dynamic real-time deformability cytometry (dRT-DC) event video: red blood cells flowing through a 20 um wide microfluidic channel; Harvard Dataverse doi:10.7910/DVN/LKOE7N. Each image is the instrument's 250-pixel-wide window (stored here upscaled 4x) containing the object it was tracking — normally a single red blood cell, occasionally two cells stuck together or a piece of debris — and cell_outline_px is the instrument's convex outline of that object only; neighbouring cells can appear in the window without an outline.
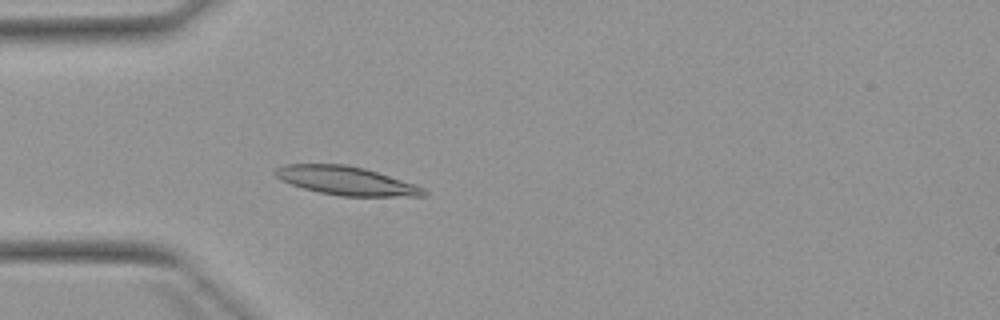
{"species": "Egyptian fruit bat (a non-hibernating species)", "species_latin": "Rousettus aegyptiacus", "temperature_condition": "warm", "stored_images_in_passage": 4, "camera_frame_rate_fps": 3000, "um_per_image_px": 0.085, "animal": {"sex": "female"}, "frame": {"image": 1, "passage_image": 4, "time_ms": 4.0, "image_size_px": [1000, 320], "cell_outline_px": [[428, 196], [340, 196], [320, 192], [304, 188], [280, 180], [272, 172], [276, 168], [284, 164], [344, 164], [364, 168], [416, 184], [424, 188], [428, 192]], "centroid_in_image_um": [29.44, 15.36], "position_along_channel_um": 55.6, "area_um2": 24.74}}